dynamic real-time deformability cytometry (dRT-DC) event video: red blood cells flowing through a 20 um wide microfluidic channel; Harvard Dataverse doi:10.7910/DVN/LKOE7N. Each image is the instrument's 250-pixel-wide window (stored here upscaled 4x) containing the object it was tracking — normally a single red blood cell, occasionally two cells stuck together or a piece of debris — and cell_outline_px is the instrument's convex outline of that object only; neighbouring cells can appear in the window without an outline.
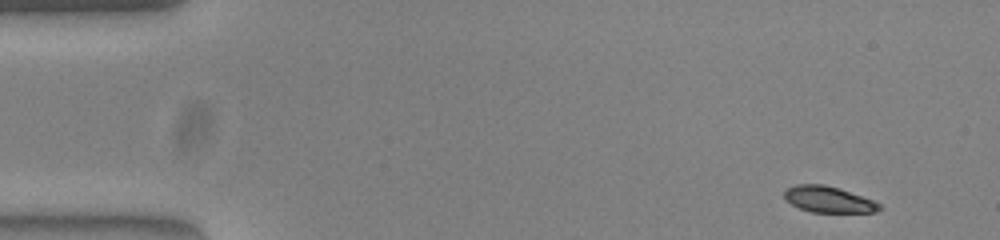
{"species": "common noctule bat (a hibernating species)", "species_latin": "Nyctalus noctula", "temperature_condition": "warm", "stored_images_in_passage": 51, "segment_of_instrument_passage": [1, 2], "camera_frame_rate_fps": 3000, "um_per_image_px": 0.085, "animal": {"sex": "female", "body_mass_g": 23.0, "forearm_length_mm": 53.4}, "frame": {"image": 1, "passage_image": 1, "time_ms": 0.0, "image_size_px": [1000, 240], "cell_outline_px": [[880, 208], [876, 212], [812, 212], [800, 208], [792, 204], [784, 196], [784, 192], [788, 188], [796, 184], [824, 184], [840, 188], [872, 200], [880, 204]], "centroid_in_image_um": [70.42, 16.94], "position_along_channel_um": 14.6, "area_um2": 14.28}}
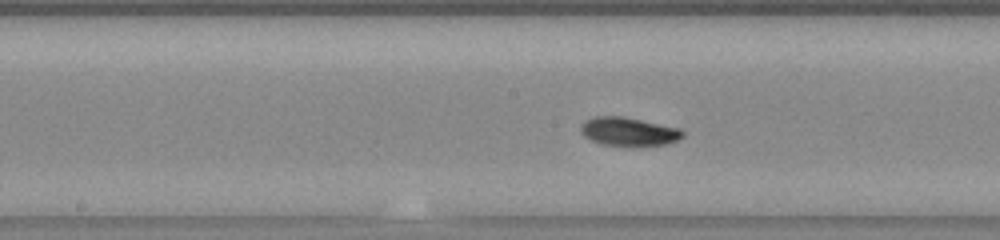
{"frame": {"image": 2, "passage_image": 24, "time_ms": 7.667, "image_size_px": [1000, 240], "cell_outline_px": [[684, 136], [676, 140], [664, 144], [600, 144], [584, 136], [580, 132], [580, 124], [596, 116], [624, 116], [680, 128], [684, 132]], "centroid_in_image_um": [53.41, 11.15], "position_along_channel_um": 194.8, "area_um2": 16.47}}
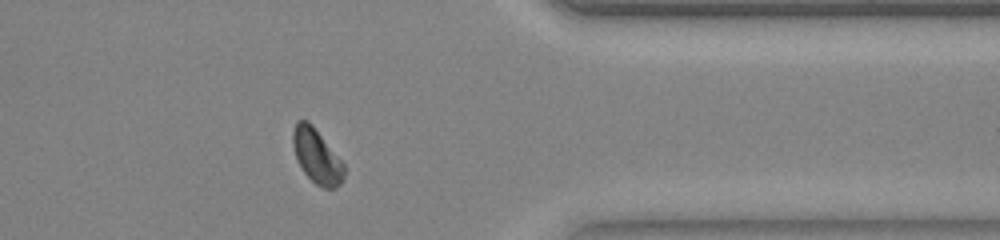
{"frame": {"image": 3, "passage_image": 40, "time_ms": 13.0, "image_size_px": [1000, 240], "cell_outline_px": [[344, 176], [340, 184], [336, 188], [324, 188], [316, 184], [300, 168], [296, 160], [292, 144], [292, 132], [296, 120], [308, 120], [312, 124], [344, 164]], "centroid_in_image_um": [26.89, 13.26], "position_along_channel_um": 384.5, "area_um2": 16.24}}